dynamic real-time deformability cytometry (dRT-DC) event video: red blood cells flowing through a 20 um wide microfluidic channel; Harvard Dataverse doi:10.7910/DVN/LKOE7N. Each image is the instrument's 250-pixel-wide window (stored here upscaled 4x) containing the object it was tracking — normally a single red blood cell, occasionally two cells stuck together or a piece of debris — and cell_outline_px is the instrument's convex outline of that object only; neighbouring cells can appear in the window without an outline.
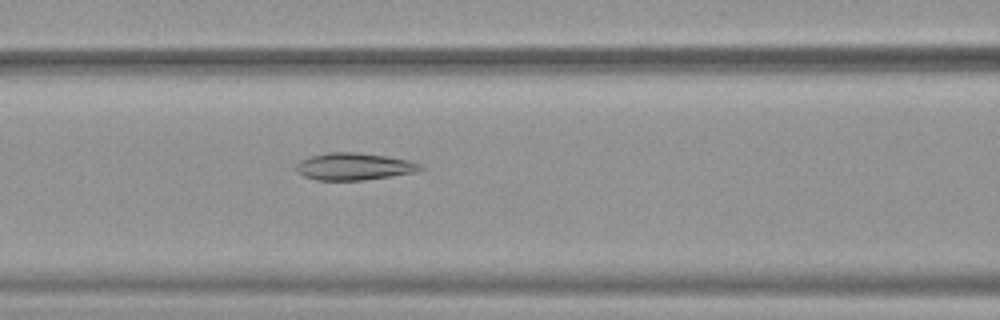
{"species": "common noctule bat (a hibernating species)", "species_latin": "Nyctalus noctula", "temperature_condition": "warm", "stored_images_in_passage": 52, "camera_frame_rate_fps": 3000, "um_per_image_px": 0.085, "animal": {"sex": "female", "body_mass_g": 19.9}, "frame": {"image": 1, "passage_image": 22, "time_ms": 7.0, "image_size_px": [1000, 320], "cell_outline_px": [[424, 168], [416, 172], [364, 180], [316, 180], [304, 176], [296, 172], [296, 164], [300, 160], [312, 156], [328, 152], [356, 152], [412, 160], [420, 164]], "centroid_in_image_um": [30.09, 14.15], "position_along_channel_um": 136.5, "area_um2": 19.65}}
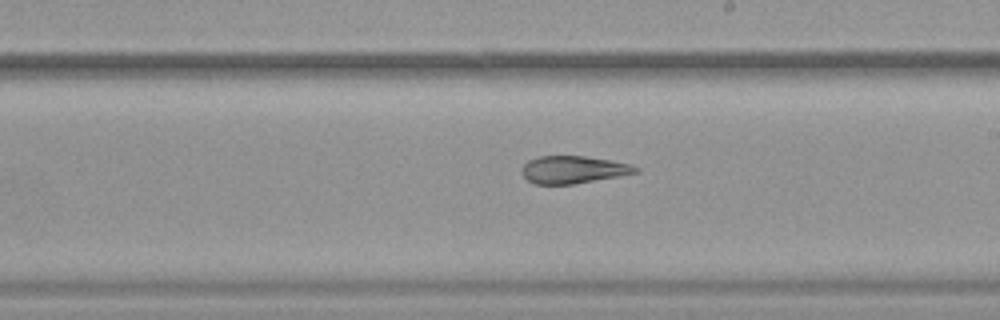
{"frame": {"image": 2, "passage_image": 30, "time_ms": 9.667, "image_size_px": [1000, 320], "cell_outline_px": [[640, 172], [620, 176], [572, 184], [532, 184], [520, 172], [520, 168], [528, 160], [540, 156], [584, 156], [632, 164], [640, 168]], "centroid_in_image_um": [48.72, 14.42], "position_along_channel_um": 240.3, "area_um2": 18.32}}
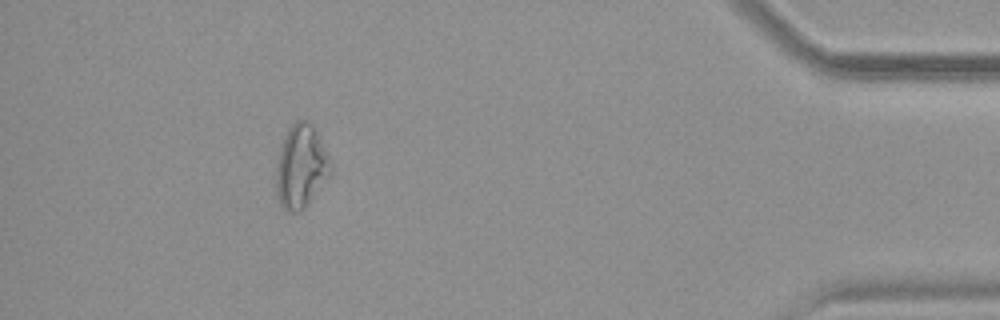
{"frame": {"image": 3, "passage_image": 47, "time_ms": 15.333, "image_size_px": [1000, 320], "cell_outline_px": [[336, 168], [300, 212], [288, 212], [280, 204], [276, 196], [276, 168], [280, 148], [288, 128], [296, 120], [308, 120], [316, 128]], "centroid_in_image_um": [25.63, 14.12], "position_along_channel_um": 409.6, "area_um2": 26.93}, "authors_computed_cell_mechanics": {"area_um2": 24.3338, "velocity_mm_per_s": 3.9063, "shape_relaxation_time_tau1_ms": null, "shape_relaxation_time_tau2_ms": 4.1537, "deformation_change_tau1": null, "deformation_change_tau2": 0.1078}}